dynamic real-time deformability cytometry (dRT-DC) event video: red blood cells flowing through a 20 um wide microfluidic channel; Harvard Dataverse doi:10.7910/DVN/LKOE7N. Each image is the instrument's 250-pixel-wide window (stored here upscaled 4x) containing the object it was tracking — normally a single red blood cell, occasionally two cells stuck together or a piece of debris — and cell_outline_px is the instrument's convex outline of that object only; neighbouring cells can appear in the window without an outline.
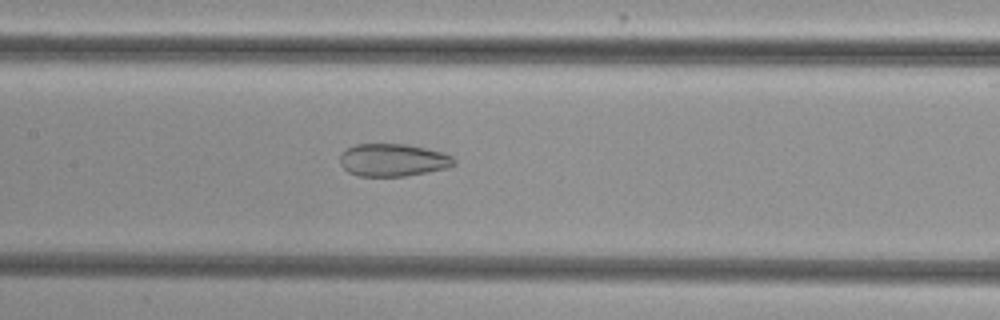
{"species": "common noctule bat (a hibernating species)", "species_latin": "Nyctalus noctula", "temperature_condition": "cold", "stored_images_in_passage": 50, "camera_frame_rate_fps": 3000, "um_per_image_px": 0.085, "animal": {"sex": "female", "body_mass_g": 29.2, "forearm_length_mm": 56.3}, "frame": {"image": 1, "passage_image": 27, "time_ms": 8.667, "image_size_px": [1000, 320], "cell_outline_px": [[456, 164], [448, 168], [428, 172], [404, 176], [356, 176], [348, 172], [340, 164], [340, 156], [348, 148], [356, 144], [408, 144], [440, 152], [452, 156], [456, 160]], "centroid_in_image_um": [33.41, 13.61], "position_along_channel_um": 174.0, "area_um2": 21.68}}
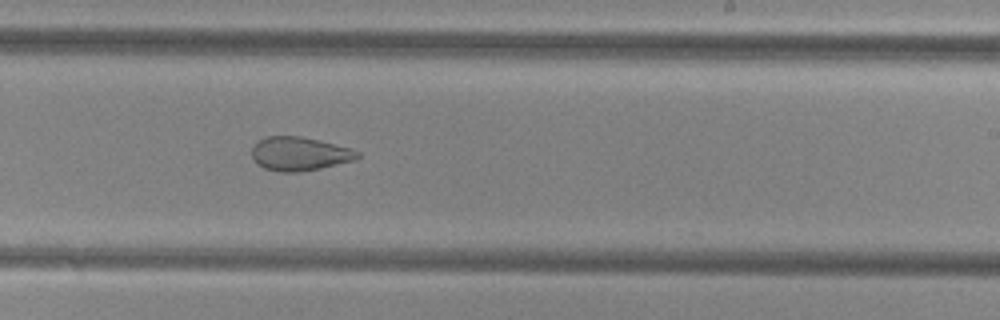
{"frame": {"image": 2, "passage_image": 34, "time_ms": 11.0, "image_size_px": [1000, 320], "cell_outline_px": [[360, 156], [356, 160], [320, 168], [300, 172], [280, 172], [264, 168], [256, 164], [252, 156], [252, 148], [260, 140], [268, 136], [300, 136], [320, 140], [352, 148], [360, 152]], "centroid_in_image_um": [25.49, 13.08], "position_along_channel_um": 263.5, "area_um2": 20.87}}
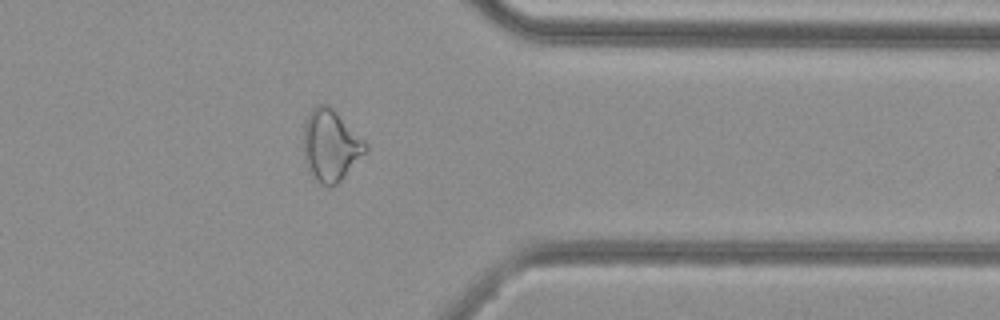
{"frame": {"image": 3, "passage_image": 44, "time_ms": 14.333, "image_size_px": [1000, 320], "cell_outline_px": [[368, 148], [344, 176], [336, 184], [328, 188], [320, 184], [308, 172], [304, 164], [304, 120], [308, 112], [316, 104], [328, 104], [368, 144]], "centroid_in_image_um": [28.05, 12.36], "position_along_channel_um": 383.3, "area_um2": 25.84}, "authors_computed_cell_mechanics": {"area_um2": 26.5013, "velocity_mm_per_s": 3.8481, "shape_relaxation_time_tau1_ms": null, "shape_relaxation_time_tau2_ms": 1.9317, "deformation_change_tau1": null, "deformation_change_tau2": 0.0937}}